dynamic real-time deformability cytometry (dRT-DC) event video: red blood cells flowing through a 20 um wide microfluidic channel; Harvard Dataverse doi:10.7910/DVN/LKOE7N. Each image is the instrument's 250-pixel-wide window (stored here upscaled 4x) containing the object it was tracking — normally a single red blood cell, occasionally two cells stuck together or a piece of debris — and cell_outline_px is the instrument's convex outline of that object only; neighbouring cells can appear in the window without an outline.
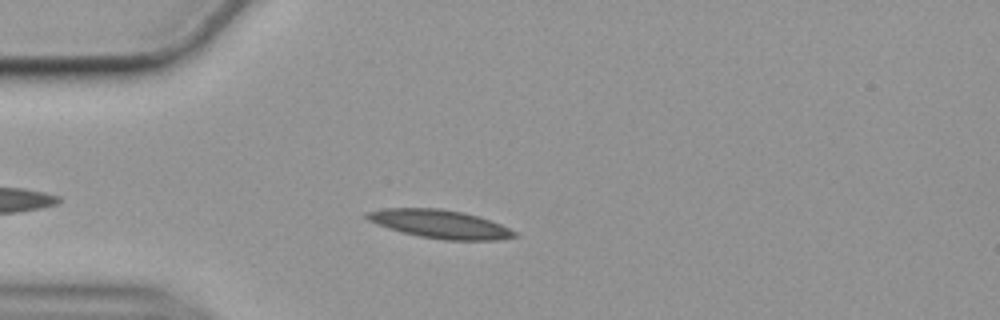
{"species": "common noctule bat (a hibernating species)", "species_latin": "Nyctalus noctula", "temperature_condition": "cold", "stored_images_in_passage": 45, "camera_frame_rate_fps": 3000, "um_per_image_px": 0.085, "animal": {"sex": "female", "body_mass_g": 19.9}, "frame": {"image": 1, "passage_image": 7, "time_ms": 2.0, "image_size_px": [1000, 320], "cell_outline_px": [[520, 236], [500, 240], [444, 240], [420, 236], [404, 232], [368, 220], [364, 216], [368, 212], [384, 208], [440, 208], [464, 212], [500, 224], [516, 232]], "centroid_in_image_um": [37.45, 19.04], "position_along_channel_um": 47.5, "area_um2": 24.04}}
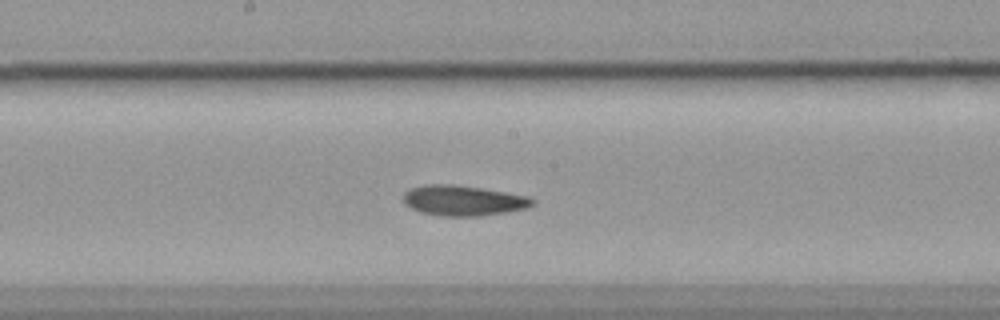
{"frame": {"image": 2, "passage_image": 22, "time_ms": 7.0, "image_size_px": [1000, 320], "cell_outline_px": [[536, 200], [532, 204], [524, 208], [504, 212], [480, 216], [440, 216], [420, 212], [404, 204], [404, 192], [412, 188], [428, 184], [456, 184], [528, 196]], "centroid_in_image_um": [39.34, 17.04], "position_along_channel_um": 208.9, "area_um2": 22.6}}
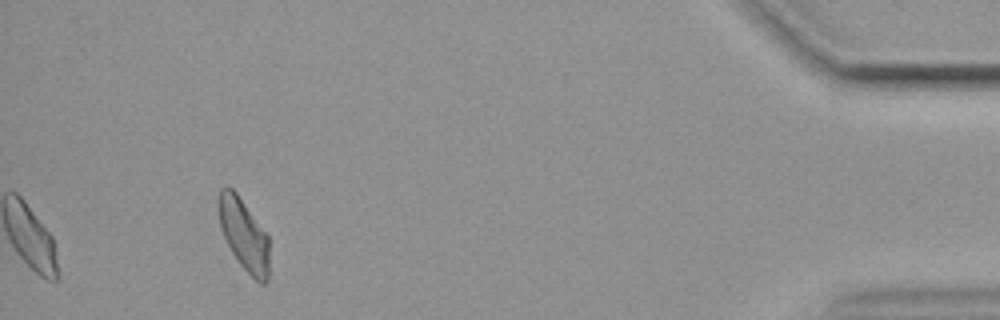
{"frame": {"image": 3, "passage_image": 45, "time_ms": 14.667, "image_size_px": [1000, 320], "cell_outline_px": [[268, 280], [264, 284], [260, 284], [240, 264], [232, 252], [224, 236], [220, 224], [216, 204], [216, 200], [220, 188], [228, 184], [236, 192], [268, 236]], "centroid_in_image_um": [20.69, 19.88], "position_along_channel_um": 414.5, "area_um2": 21.1}, "authors_computed_cell_mechanics": {"area_um2": 22.542, "velocity_mm_per_s": 3.5227, "shape_relaxation_time_tau1_ms": 9.9823, "shape_relaxation_time_tau2_ms": 4.4769, "deformation_change_tau1": 0.1786, "deformation_change_tau2": 0.1171}}